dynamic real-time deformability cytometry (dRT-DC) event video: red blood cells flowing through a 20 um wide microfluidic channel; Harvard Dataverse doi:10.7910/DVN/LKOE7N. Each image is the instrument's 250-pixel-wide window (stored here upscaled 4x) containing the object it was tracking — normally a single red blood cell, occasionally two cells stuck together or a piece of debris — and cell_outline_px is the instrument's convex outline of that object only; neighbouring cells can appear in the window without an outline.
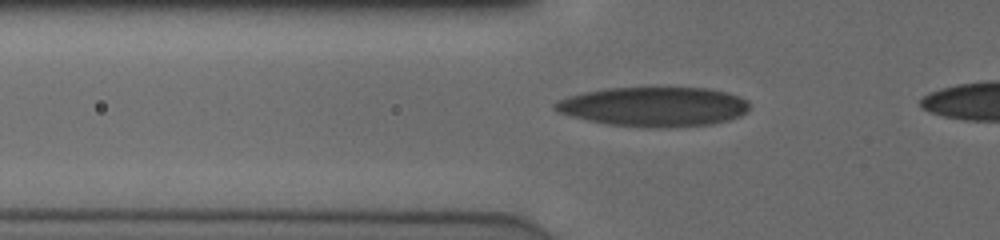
{"species": "human", "species_latin": "Homo sapiens", "temperature_condition": "cold", "stored_images_in_passage": 11, "camera_frame_rate_fps": 3000, "um_per_image_px": 0.085, "donor": {"sex": "male"}, "frame": {"image": 1, "passage_image": 8, "time_ms": 2.333, "image_size_px": [1000, 240], "cell_outline_px": [[748, 108], [740, 116], [728, 120], [712, 124], [664, 128], [644, 128], [608, 124], [588, 120], [572, 116], [560, 112], [552, 108], [552, 104], [556, 100], [568, 96], [584, 92], [604, 88], [708, 88], [728, 92], [740, 96], [748, 100]], "centroid_in_image_um": [55.57, 9.07], "position_along_channel_um": 70.2, "area_um2": 45.03}}